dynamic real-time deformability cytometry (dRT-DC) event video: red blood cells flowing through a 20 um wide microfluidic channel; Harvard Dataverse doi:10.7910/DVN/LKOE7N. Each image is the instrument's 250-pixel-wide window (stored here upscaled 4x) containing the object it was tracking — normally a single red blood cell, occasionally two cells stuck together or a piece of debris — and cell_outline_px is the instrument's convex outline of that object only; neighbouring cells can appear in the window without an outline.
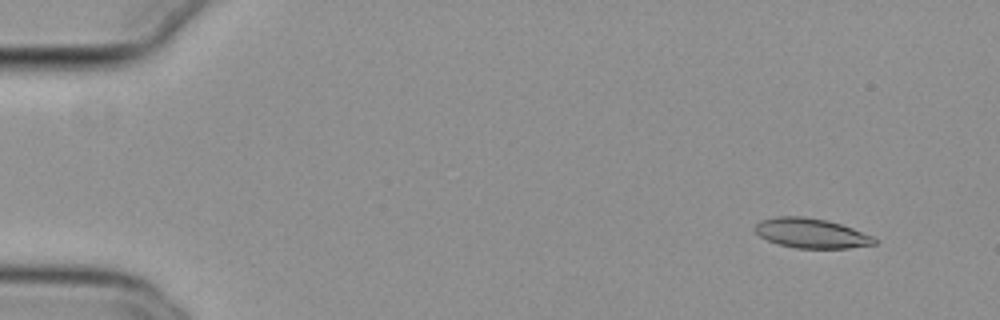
{"species": "common noctule bat (a hibernating species)", "species_latin": "Nyctalus noctula", "temperature_condition": "cold", "stored_images_in_passage": 53, "camera_frame_rate_fps": 3000, "um_per_image_px": 0.085, "animal": {"sex": "female", "body_mass_g": 29.2, "forearm_length_mm": 56.3}, "frame": {"image": 1, "passage_image": 5, "time_ms": 1.333, "image_size_px": [1000, 320], "cell_outline_px": [[880, 240], [876, 244], [848, 248], [796, 248], [780, 244], [768, 240], [760, 236], [752, 228], [760, 220], [776, 216], [804, 216], [828, 220], [852, 228], [872, 236]], "centroid_in_image_um": [68.96, 19.81], "position_along_channel_um": 16.0, "area_um2": 20.75}}
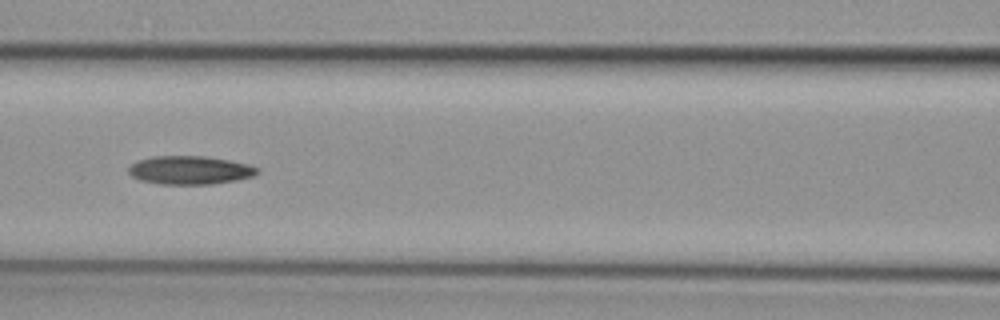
{"frame": {"image": 2, "passage_image": 25, "time_ms": 8.0, "image_size_px": [1000, 320], "cell_outline_px": [[260, 172], [252, 176], [236, 180], [212, 184], [160, 184], [140, 180], [132, 176], [128, 172], [128, 168], [132, 164], [140, 160], [152, 156], [204, 156], [228, 160], [248, 164], [260, 168]], "centroid_in_image_um": [16.16, 14.46], "position_along_channel_um": 150.4, "area_um2": 21.27}}
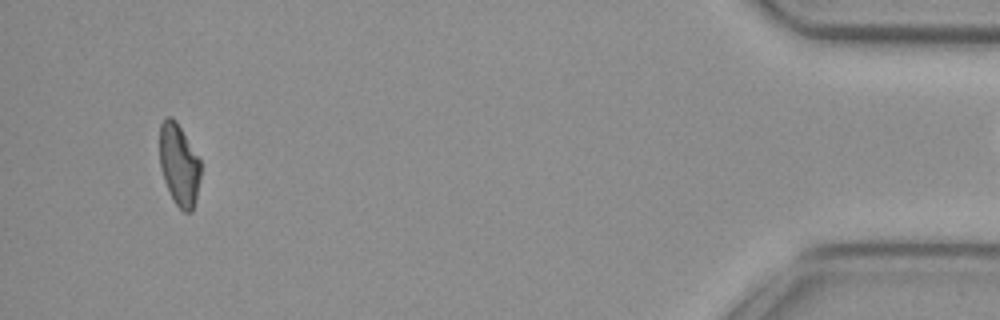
{"frame": {"image": 3, "passage_image": 52, "time_ms": 17.0, "image_size_px": [1000, 320], "cell_outline_px": [[200, 180], [192, 212], [184, 212], [176, 204], [164, 180], [160, 168], [160, 124], [168, 116], [172, 116], [176, 120], [200, 160]], "centroid_in_image_um": [15.22, 13.99], "position_along_channel_um": 420.0, "area_um2": 19.31}}